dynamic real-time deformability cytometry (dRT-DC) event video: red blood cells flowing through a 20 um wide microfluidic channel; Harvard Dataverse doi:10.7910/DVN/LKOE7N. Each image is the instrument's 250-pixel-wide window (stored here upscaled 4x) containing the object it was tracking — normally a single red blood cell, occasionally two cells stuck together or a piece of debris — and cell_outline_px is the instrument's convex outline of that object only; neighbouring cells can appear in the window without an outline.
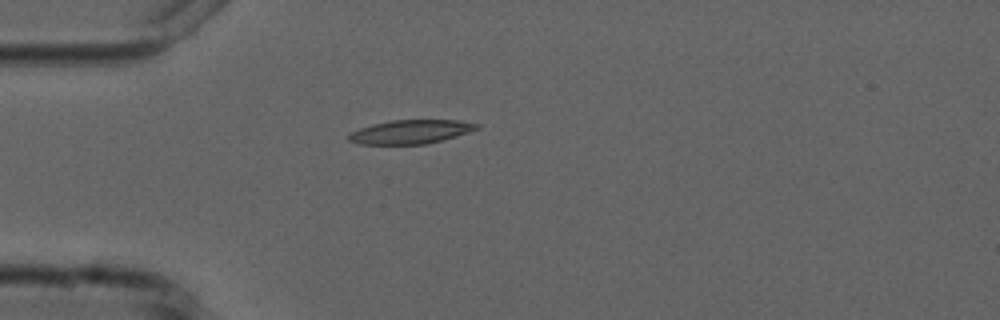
{"species": "common noctule bat (a hibernating species)", "species_latin": "Nyctalus noctula", "temperature_condition": "cold", "stored_images_in_passage": 4, "camera_frame_rate_fps": 3000, "um_per_image_px": 0.085, "animal": {"sex": "male", "forearm_length_mm": 52.5}, "frame": {"image": 1, "passage_image": 4, "time_ms": 3.667, "image_size_px": [1000, 320], "cell_outline_px": [[480, 128], [456, 136], [424, 144], [360, 144], [348, 140], [348, 136], [352, 132], [360, 128], [372, 124], [392, 120], [460, 120], [480, 124]], "centroid_in_image_um": [34.92, 11.19], "position_along_channel_um": 50.1, "area_um2": 17.63}}